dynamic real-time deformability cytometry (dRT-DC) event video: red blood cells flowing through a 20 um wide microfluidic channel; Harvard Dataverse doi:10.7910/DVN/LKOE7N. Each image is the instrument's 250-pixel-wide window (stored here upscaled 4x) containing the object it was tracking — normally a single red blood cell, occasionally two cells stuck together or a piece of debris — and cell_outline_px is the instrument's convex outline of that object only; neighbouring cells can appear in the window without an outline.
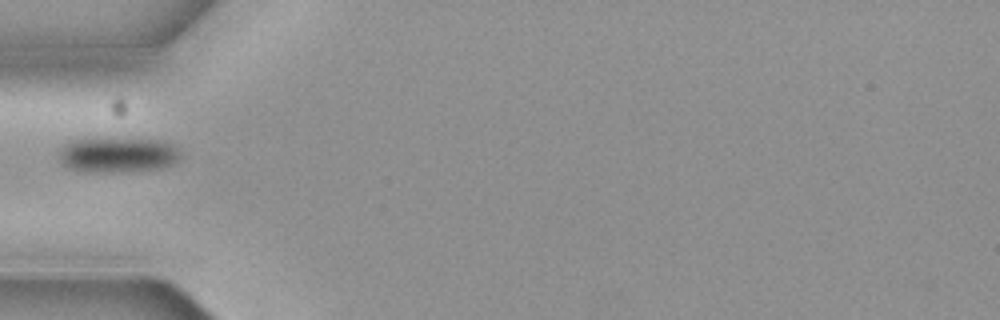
{"species": "common noctule bat (a hibernating species)", "species_latin": "Nyctalus noctula", "temperature_condition": "cold", "stored_images_in_passage": 1, "camera_frame_rate_fps": 3000, "um_per_image_px": 0.085, "animal": {"sex": "female", "body_mass_g": 19.3, "forearm_length_mm": 54.1}, "frame": {"image": 1, "passage_image": 1, "time_ms": 0.0, "image_size_px": [1000, 320], "cell_outline_px": [[184, 156], [172, 164], [160, 168], [124, 172], [84, 172], [68, 168], [60, 160], [60, 148], [64, 144], [72, 140], [160, 140], [176, 144]], "centroid_in_image_um": [10.08, 13.19], "position_along_channel_um": 74.9, "area_um2": 24.8}}